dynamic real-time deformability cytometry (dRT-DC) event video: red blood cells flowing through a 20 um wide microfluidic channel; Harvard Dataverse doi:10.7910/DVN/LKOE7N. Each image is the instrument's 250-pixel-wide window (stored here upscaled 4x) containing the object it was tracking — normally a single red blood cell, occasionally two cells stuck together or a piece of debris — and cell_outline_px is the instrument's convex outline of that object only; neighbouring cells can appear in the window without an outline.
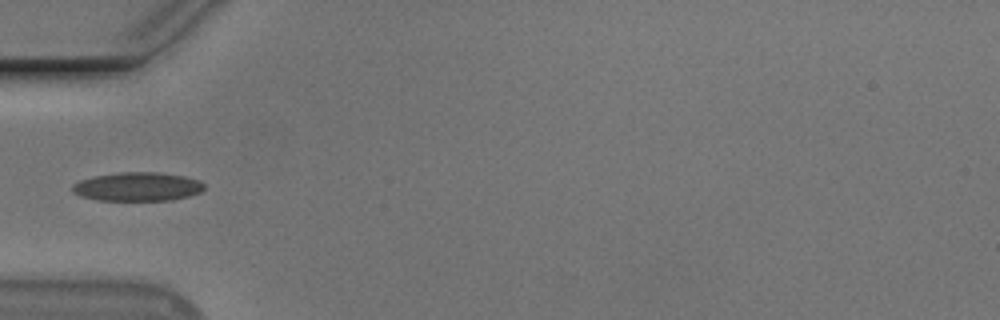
{"species": "Egyptian fruit bat (a non-hibernating species)", "species_latin": "Rousettus aegyptiacus", "temperature_condition": "cold", "stored_images_in_passage": 38, "camera_frame_rate_fps": 3000, "um_per_image_px": 0.085, "animal": {"sex": "male"}, "frame": {"image": 1, "passage_image": 1, "time_ms": 0.0, "image_size_px": [1000, 320], "cell_outline_px": [[204, 188], [200, 192], [188, 196], [172, 200], [96, 200], [80, 196], [72, 192], [72, 184], [80, 180], [96, 176], [120, 172], [160, 172], [184, 176], [200, 180], [204, 184]], "centroid_in_image_um": [11.69, 15.86], "position_along_channel_um": 73.3, "area_um2": 22.14}}
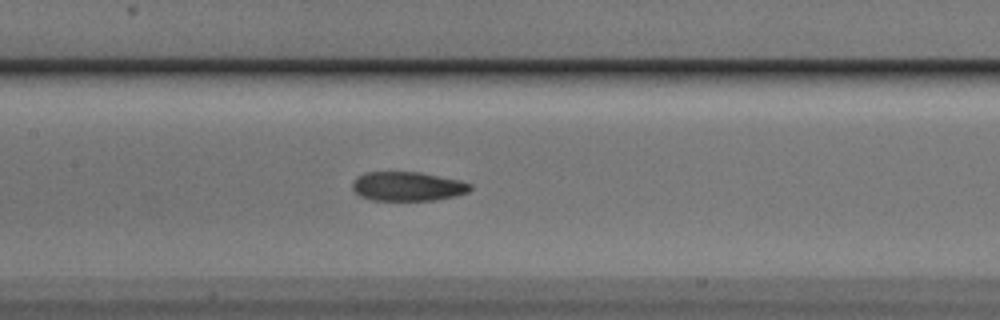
{"frame": {"image": 2, "passage_image": 9, "time_ms": 2.667, "image_size_px": [1000, 320], "cell_outline_px": [[472, 188], [468, 192], [456, 196], [436, 200], [372, 200], [360, 196], [352, 188], [352, 180], [356, 176], [364, 172], [420, 172], [460, 180], [472, 184]], "centroid_in_image_um": [34.64, 15.83], "position_along_channel_um": 172.8, "area_um2": 20.23}}
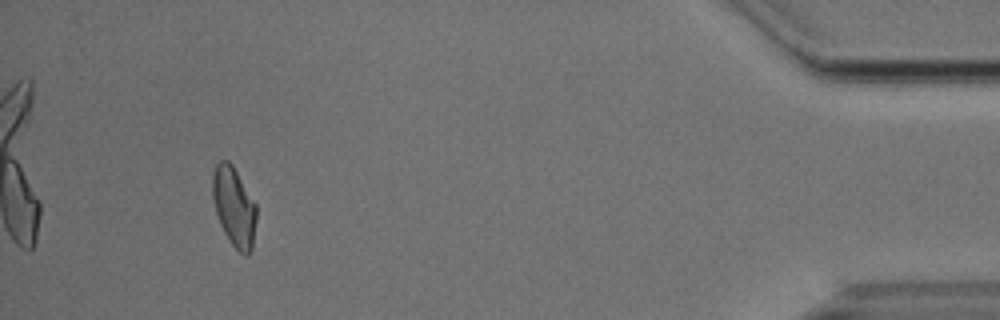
{"frame": {"image": 3, "passage_image": 34, "time_ms": 11.0, "image_size_px": [1000, 320], "cell_outline_px": [[256, 220], [252, 248], [248, 256], [244, 256], [228, 240], [220, 224], [216, 212], [212, 196], [212, 176], [216, 164], [220, 160], [228, 160], [232, 164], [256, 204]], "centroid_in_image_um": [19.89, 17.57], "position_along_channel_um": 415.3, "area_um2": 20.29}, "authors_computed_cell_mechanics": {"area_um2": 20.4034, "velocity_mm_per_s": 3.7076, "shape_relaxation_time_tau1_ms": 5.0983, "shape_relaxation_time_tau2_ms": 4.2512, "deformation_change_tau1": 0.1461, "deformation_change_tau2": 0.0911}}